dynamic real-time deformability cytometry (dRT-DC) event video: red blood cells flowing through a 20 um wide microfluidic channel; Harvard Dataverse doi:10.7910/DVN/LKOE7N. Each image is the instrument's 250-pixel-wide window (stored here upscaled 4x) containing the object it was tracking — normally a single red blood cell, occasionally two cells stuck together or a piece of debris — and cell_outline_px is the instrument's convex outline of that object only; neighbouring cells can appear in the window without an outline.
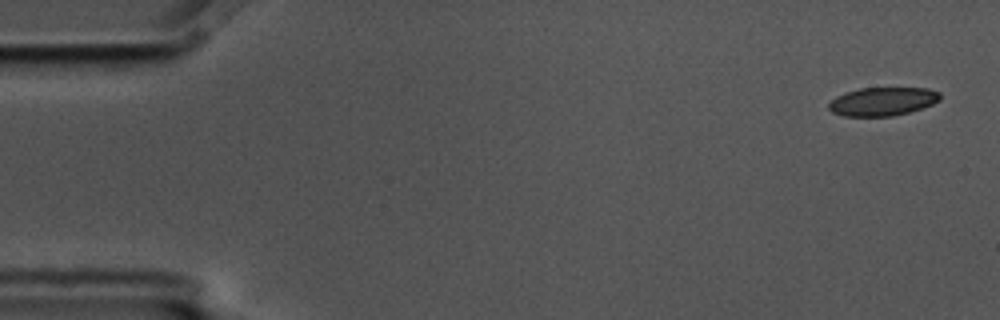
{"species": "common noctule bat (a hibernating species)", "species_latin": "Nyctalus noctula", "temperature_condition": "cold", "stored_images_in_passage": 5, "camera_frame_rate_fps": 3000, "um_per_image_px": 0.085, "animal": {"sex": "male", "body_mass_g": 17.5, "forearm_length_mm": 52.3}, "frame": {"image": 1, "passage_image": 1, "time_ms": 0.0, "image_size_px": [1000, 320], "cell_outline_px": [[940, 100], [924, 108], [892, 116], [844, 116], [832, 112], [828, 108], [828, 104], [836, 96], [844, 92], [860, 88], [928, 88], [940, 92]], "centroid_in_image_um": [75.02, 8.62], "position_along_channel_um": 10.0, "area_um2": 18.55}}
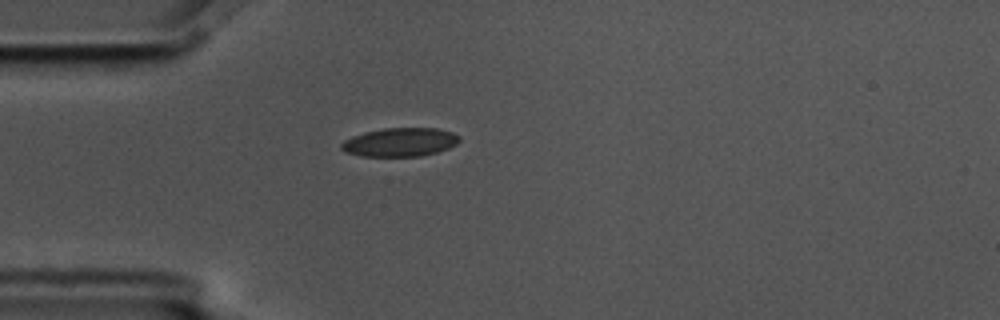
{"frame": {"image": 2, "passage_image": 4, "time_ms": 1.0, "image_size_px": [1000, 320], "cell_outline_px": [[460, 140], [456, 144], [448, 148], [436, 152], [420, 156], [360, 156], [344, 152], [340, 148], [340, 144], [344, 140], [352, 136], [364, 132], [384, 128], [440, 128], [452, 132], [460, 136]], "centroid_in_image_um": [33.98, 12.08], "position_along_channel_um": 51.0, "area_um2": 19.83}}